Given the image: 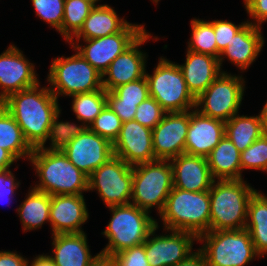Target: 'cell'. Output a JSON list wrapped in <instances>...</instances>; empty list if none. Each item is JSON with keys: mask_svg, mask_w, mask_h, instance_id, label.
Masks as SVG:
<instances>
[{"mask_svg": "<svg viewBox=\"0 0 267 266\" xmlns=\"http://www.w3.org/2000/svg\"><path fill=\"white\" fill-rule=\"evenodd\" d=\"M149 95L166 113L195 108L196 98L189 91L178 64L160 57L152 75L145 73Z\"/></svg>", "mask_w": 267, "mask_h": 266, "instance_id": "9c48e42d", "label": "cell"}, {"mask_svg": "<svg viewBox=\"0 0 267 266\" xmlns=\"http://www.w3.org/2000/svg\"><path fill=\"white\" fill-rule=\"evenodd\" d=\"M19 185V181H16L10 168L0 170V201L2 202L3 199H6L8 197L13 198L12 196L14 195Z\"/></svg>", "mask_w": 267, "mask_h": 266, "instance_id": "ee69618b", "label": "cell"}, {"mask_svg": "<svg viewBox=\"0 0 267 266\" xmlns=\"http://www.w3.org/2000/svg\"><path fill=\"white\" fill-rule=\"evenodd\" d=\"M36 15L59 31L62 28L65 0H32Z\"/></svg>", "mask_w": 267, "mask_h": 266, "instance_id": "74e56055", "label": "cell"}, {"mask_svg": "<svg viewBox=\"0 0 267 266\" xmlns=\"http://www.w3.org/2000/svg\"><path fill=\"white\" fill-rule=\"evenodd\" d=\"M157 229L158 225L143 243L150 266H174L194 253L192 251L193 241H198V237L195 234L170 230V235L154 236ZM150 236H153V238Z\"/></svg>", "mask_w": 267, "mask_h": 266, "instance_id": "4fadbf2b", "label": "cell"}, {"mask_svg": "<svg viewBox=\"0 0 267 266\" xmlns=\"http://www.w3.org/2000/svg\"><path fill=\"white\" fill-rule=\"evenodd\" d=\"M112 218L102 232L109 242L100 251L101 256L111 258L113 255L134 246L143 244L151 231L158 225L149 212L134 204L108 207Z\"/></svg>", "mask_w": 267, "mask_h": 266, "instance_id": "5b68a950", "label": "cell"}, {"mask_svg": "<svg viewBox=\"0 0 267 266\" xmlns=\"http://www.w3.org/2000/svg\"><path fill=\"white\" fill-rule=\"evenodd\" d=\"M85 232L53 235L55 266H91L100 256H91Z\"/></svg>", "mask_w": 267, "mask_h": 266, "instance_id": "cb8c5ba5", "label": "cell"}, {"mask_svg": "<svg viewBox=\"0 0 267 266\" xmlns=\"http://www.w3.org/2000/svg\"><path fill=\"white\" fill-rule=\"evenodd\" d=\"M243 179L213 181L209 190L210 231L244 229L248 204L256 192Z\"/></svg>", "mask_w": 267, "mask_h": 266, "instance_id": "3957f363", "label": "cell"}, {"mask_svg": "<svg viewBox=\"0 0 267 266\" xmlns=\"http://www.w3.org/2000/svg\"><path fill=\"white\" fill-rule=\"evenodd\" d=\"M160 218L167 232L186 231L199 237L210 231L209 191L191 192L173 187Z\"/></svg>", "mask_w": 267, "mask_h": 266, "instance_id": "277c9868", "label": "cell"}, {"mask_svg": "<svg viewBox=\"0 0 267 266\" xmlns=\"http://www.w3.org/2000/svg\"><path fill=\"white\" fill-rule=\"evenodd\" d=\"M241 172L244 169L267 171V136L262 135L240 153Z\"/></svg>", "mask_w": 267, "mask_h": 266, "instance_id": "e575fe53", "label": "cell"}, {"mask_svg": "<svg viewBox=\"0 0 267 266\" xmlns=\"http://www.w3.org/2000/svg\"><path fill=\"white\" fill-rule=\"evenodd\" d=\"M133 166L113 156L88 176V191L97 189L107 207L131 203Z\"/></svg>", "mask_w": 267, "mask_h": 266, "instance_id": "8fae6325", "label": "cell"}, {"mask_svg": "<svg viewBox=\"0 0 267 266\" xmlns=\"http://www.w3.org/2000/svg\"><path fill=\"white\" fill-rule=\"evenodd\" d=\"M174 266H207L204 254L197 249L187 259L177 263Z\"/></svg>", "mask_w": 267, "mask_h": 266, "instance_id": "bcb514c9", "label": "cell"}, {"mask_svg": "<svg viewBox=\"0 0 267 266\" xmlns=\"http://www.w3.org/2000/svg\"><path fill=\"white\" fill-rule=\"evenodd\" d=\"M95 5L92 0H65L63 23L59 33L66 41H74L73 37L83 27L85 19Z\"/></svg>", "mask_w": 267, "mask_h": 266, "instance_id": "1f68e13d", "label": "cell"}, {"mask_svg": "<svg viewBox=\"0 0 267 266\" xmlns=\"http://www.w3.org/2000/svg\"><path fill=\"white\" fill-rule=\"evenodd\" d=\"M122 123L115 112L106 105L88 128L113 143L119 135Z\"/></svg>", "mask_w": 267, "mask_h": 266, "instance_id": "d590c367", "label": "cell"}, {"mask_svg": "<svg viewBox=\"0 0 267 266\" xmlns=\"http://www.w3.org/2000/svg\"><path fill=\"white\" fill-rule=\"evenodd\" d=\"M235 25L231 21L214 20L213 27L217 44V58L219 59L222 51L230 44L233 36L246 24Z\"/></svg>", "mask_w": 267, "mask_h": 266, "instance_id": "ab89813d", "label": "cell"}, {"mask_svg": "<svg viewBox=\"0 0 267 266\" xmlns=\"http://www.w3.org/2000/svg\"><path fill=\"white\" fill-rule=\"evenodd\" d=\"M198 241L205 242L199 250L204 254L207 266H245L256 256L260 257L245 228L208 231L200 235Z\"/></svg>", "mask_w": 267, "mask_h": 266, "instance_id": "52a82bcc", "label": "cell"}, {"mask_svg": "<svg viewBox=\"0 0 267 266\" xmlns=\"http://www.w3.org/2000/svg\"><path fill=\"white\" fill-rule=\"evenodd\" d=\"M31 266H55L49 255H38L30 264Z\"/></svg>", "mask_w": 267, "mask_h": 266, "instance_id": "c3c4849f", "label": "cell"}, {"mask_svg": "<svg viewBox=\"0 0 267 266\" xmlns=\"http://www.w3.org/2000/svg\"><path fill=\"white\" fill-rule=\"evenodd\" d=\"M61 111L60 109L53 116L52 123L49 127L46 140L38 147L45 150H63L77 135L81 134L87 126L81 124L69 123V122H59L58 118ZM51 141L50 147H45L47 140Z\"/></svg>", "mask_w": 267, "mask_h": 266, "instance_id": "d6a6232c", "label": "cell"}, {"mask_svg": "<svg viewBox=\"0 0 267 266\" xmlns=\"http://www.w3.org/2000/svg\"><path fill=\"white\" fill-rule=\"evenodd\" d=\"M23 52L14 45H9L0 54V102L10 94L39 84L35 66L24 57Z\"/></svg>", "mask_w": 267, "mask_h": 266, "instance_id": "ac0fdd59", "label": "cell"}, {"mask_svg": "<svg viewBox=\"0 0 267 266\" xmlns=\"http://www.w3.org/2000/svg\"><path fill=\"white\" fill-rule=\"evenodd\" d=\"M112 144L114 156L130 166L157 160L153 151L152 129L135 120L122 123L119 135Z\"/></svg>", "mask_w": 267, "mask_h": 266, "instance_id": "2e32d148", "label": "cell"}, {"mask_svg": "<svg viewBox=\"0 0 267 266\" xmlns=\"http://www.w3.org/2000/svg\"><path fill=\"white\" fill-rule=\"evenodd\" d=\"M225 135L242 152L263 135L262 120L258 116L234 115L225 121Z\"/></svg>", "mask_w": 267, "mask_h": 266, "instance_id": "f546056e", "label": "cell"}, {"mask_svg": "<svg viewBox=\"0 0 267 266\" xmlns=\"http://www.w3.org/2000/svg\"><path fill=\"white\" fill-rule=\"evenodd\" d=\"M95 4H96V2H98V1H100V0H92Z\"/></svg>", "mask_w": 267, "mask_h": 266, "instance_id": "816d5d0a", "label": "cell"}, {"mask_svg": "<svg viewBox=\"0 0 267 266\" xmlns=\"http://www.w3.org/2000/svg\"><path fill=\"white\" fill-rule=\"evenodd\" d=\"M116 266H150L144 244L125 249L111 257Z\"/></svg>", "mask_w": 267, "mask_h": 266, "instance_id": "60d3db41", "label": "cell"}, {"mask_svg": "<svg viewBox=\"0 0 267 266\" xmlns=\"http://www.w3.org/2000/svg\"><path fill=\"white\" fill-rule=\"evenodd\" d=\"M132 177L131 204L147 212L156 206L160 214L173 189V168L170 160L157 159L135 165L132 168Z\"/></svg>", "mask_w": 267, "mask_h": 266, "instance_id": "8992f818", "label": "cell"}, {"mask_svg": "<svg viewBox=\"0 0 267 266\" xmlns=\"http://www.w3.org/2000/svg\"><path fill=\"white\" fill-rule=\"evenodd\" d=\"M143 25L128 23L120 32L113 35L84 40L83 47L76 41H69L75 51L87 60L102 75L111 62L127 49L143 32ZM76 43V44H75Z\"/></svg>", "mask_w": 267, "mask_h": 266, "instance_id": "7c38bea8", "label": "cell"}, {"mask_svg": "<svg viewBox=\"0 0 267 266\" xmlns=\"http://www.w3.org/2000/svg\"><path fill=\"white\" fill-rule=\"evenodd\" d=\"M1 104L16 120L33 148L46 140L53 116L60 109L55 95L48 87L40 88V84L10 94Z\"/></svg>", "mask_w": 267, "mask_h": 266, "instance_id": "6da1fadb", "label": "cell"}, {"mask_svg": "<svg viewBox=\"0 0 267 266\" xmlns=\"http://www.w3.org/2000/svg\"><path fill=\"white\" fill-rule=\"evenodd\" d=\"M106 96L107 105L122 122L134 120L138 105L119 104V98L112 91H106Z\"/></svg>", "mask_w": 267, "mask_h": 266, "instance_id": "b9f144b4", "label": "cell"}, {"mask_svg": "<svg viewBox=\"0 0 267 266\" xmlns=\"http://www.w3.org/2000/svg\"><path fill=\"white\" fill-rule=\"evenodd\" d=\"M129 22L118 17L115 10L107 4L95 5L84 21L83 27L74 36L79 42L105 37L120 32Z\"/></svg>", "mask_w": 267, "mask_h": 266, "instance_id": "d4e9b609", "label": "cell"}, {"mask_svg": "<svg viewBox=\"0 0 267 266\" xmlns=\"http://www.w3.org/2000/svg\"><path fill=\"white\" fill-rule=\"evenodd\" d=\"M50 204L49 194L32 188L27 198L17 208L23 230L41 228L46 221L50 222Z\"/></svg>", "mask_w": 267, "mask_h": 266, "instance_id": "83f0119b", "label": "cell"}, {"mask_svg": "<svg viewBox=\"0 0 267 266\" xmlns=\"http://www.w3.org/2000/svg\"><path fill=\"white\" fill-rule=\"evenodd\" d=\"M88 216L83 194L51 196L50 225L53 235L84 232L81 225Z\"/></svg>", "mask_w": 267, "mask_h": 266, "instance_id": "ffe728a7", "label": "cell"}, {"mask_svg": "<svg viewBox=\"0 0 267 266\" xmlns=\"http://www.w3.org/2000/svg\"><path fill=\"white\" fill-rule=\"evenodd\" d=\"M72 100V110L78 121L89 127L95 118L107 105L106 90L103 88L90 93H81L70 96Z\"/></svg>", "mask_w": 267, "mask_h": 266, "instance_id": "4dcf8cb0", "label": "cell"}, {"mask_svg": "<svg viewBox=\"0 0 267 266\" xmlns=\"http://www.w3.org/2000/svg\"><path fill=\"white\" fill-rule=\"evenodd\" d=\"M62 151L70 162L87 176L114 156L113 144L88 127Z\"/></svg>", "mask_w": 267, "mask_h": 266, "instance_id": "5bb4252c", "label": "cell"}, {"mask_svg": "<svg viewBox=\"0 0 267 266\" xmlns=\"http://www.w3.org/2000/svg\"><path fill=\"white\" fill-rule=\"evenodd\" d=\"M245 9L254 18V26L261 27L267 21V0H244Z\"/></svg>", "mask_w": 267, "mask_h": 266, "instance_id": "7bdbcfd3", "label": "cell"}, {"mask_svg": "<svg viewBox=\"0 0 267 266\" xmlns=\"http://www.w3.org/2000/svg\"><path fill=\"white\" fill-rule=\"evenodd\" d=\"M245 229L250 233L256 252L260 257L267 254V197L255 192L248 204Z\"/></svg>", "mask_w": 267, "mask_h": 266, "instance_id": "4316f807", "label": "cell"}, {"mask_svg": "<svg viewBox=\"0 0 267 266\" xmlns=\"http://www.w3.org/2000/svg\"><path fill=\"white\" fill-rule=\"evenodd\" d=\"M244 82L242 76L222 71L196 98L195 110L204 116L228 121L238 114L245 90Z\"/></svg>", "mask_w": 267, "mask_h": 266, "instance_id": "30bf717a", "label": "cell"}, {"mask_svg": "<svg viewBox=\"0 0 267 266\" xmlns=\"http://www.w3.org/2000/svg\"><path fill=\"white\" fill-rule=\"evenodd\" d=\"M191 28V41L188 42L187 50L217 57L213 21L192 19Z\"/></svg>", "mask_w": 267, "mask_h": 266, "instance_id": "836d02e7", "label": "cell"}, {"mask_svg": "<svg viewBox=\"0 0 267 266\" xmlns=\"http://www.w3.org/2000/svg\"><path fill=\"white\" fill-rule=\"evenodd\" d=\"M261 29V27L254 26L252 22L247 21L220 54V69L225 56L239 69L246 70L256 60L264 45Z\"/></svg>", "mask_w": 267, "mask_h": 266, "instance_id": "7402d4cb", "label": "cell"}, {"mask_svg": "<svg viewBox=\"0 0 267 266\" xmlns=\"http://www.w3.org/2000/svg\"><path fill=\"white\" fill-rule=\"evenodd\" d=\"M260 116L262 120L263 135L267 136V102L264 105L263 109L261 110Z\"/></svg>", "mask_w": 267, "mask_h": 266, "instance_id": "f907efd6", "label": "cell"}, {"mask_svg": "<svg viewBox=\"0 0 267 266\" xmlns=\"http://www.w3.org/2000/svg\"><path fill=\"white\" fill-rule=\"evenodd\" d=\"M173 168V187L184 191H209L214 181L207 159L182 153L170 159Z\"/></svg>", "mask_w": 267, "mask_h": 266, "instance_id": "44dd1931", "label": "cell"}, {"mask_svg": "<svg viewBox=\"0 0 267 266\" xmlns=\"http://www.w3.org/2000/svg\"><path fill=\"white\" fill-rule=\"evenodd\" d=\"M225 135V121L190 111L185 153L207 157Z\"/></svg>", "mask_w": 267, "mask_h": 266, "instance_id": "d6986e66", "label": "cell"}, {"mask_svg": "<svg viewBox=\"0 0 267 266\" xmlns=\"http://www.w3.org/2000/svg\"><path fill=\"white\" fill-rule=\"evenodd\" d=\"M151 38L146 30L120 55H118L103 73V88L112 91L115 88L143 78L146 73V53H143L139 46Z\"/></svg>", "mask_w": 267, "mask_h": 266, "instance_id": "e0dca14e", "label": "cell"}, {"mask_svg": "<svg viewBox=\"0 0 267 266\" xmlns=\"http://www.w3.org/2000/svg\"><path fill=\"white\" fill-rule=\"evenodd\" d=\"M190 123V110L165 113L152 129L153 151L156 159L170 160L185 153V142Z\"/></svg>", "mask_w": 267, "mask_h": 266, "instance_id": "9a60e30c", "label": "cell"}, {"mask_svg": "<svg viewBox=\"0 0 267 266\" xmlns=\"http://www.w3.org/2000/svg\"><path fill=\"white\" fill-rule=\"evenodd\" d=\"M0 147L9 151L16 159H30L34 148L27 142L23 131L13 116L0 105Z\"/></svg>", "mask_w": 267, "mask_h": 266, "instance_id": "f1b7e54d", "label": "cell"}, {"mask_svg": "<svg viewBox=\"0 0 267 266\" xmlns=\"http://www.w3.org/2000/svg\"><path fill=\"white\" fill-rule=\"evenodd\" d=\"M240 151L233 142L224 135L219 144L206 157L213 179L240 180Z\"/></svg>", "mask_w": 267, "mask_h": 266, "instance_id": "484cf974", "label": "cell"}, {"mask_svg": "<svg viewBox=\"0 0 267 266\" xmlns=\"http://www.w3.org/2000/svg\"><path fill=\"white\" fill-rule=\"evenodd\" d=\"M191 94L197 98L222 72L217 57L187 50L186 61L179 65Z\"/></svg>", "mask_w": 267, "mask_h": 266, "instance_id": "603a6c76", "label": "cell"}, {"mask_svg": "<svg viewBox=\"0 0 267 266\" xmlns=\"http://www.w3.org/2000/svg\"><path fill=\"white\" fill-rule=\"evenodd\" d=\"M91 266H116L109 257L100 256Z\"/></svg>", "mask_w": 267, "mask_h": 266, "instance_id": "681fc988", "label": "cell"}, {"mask_svg": "<svg viewBox=\"0 0 267 266\" xmlns=\"http://www.w3.org/2000/svg\"><path fill=\"white\" fill-rule=\"evenodd\" d=\"M165 113L161 105L149 96L138 105L134 120L143 126L154 129L161 122Z\"/></svg>", "mask_w": 267, "mask_h": 266, "instance_id": "f35d334b", "label": "cell"}, {"mask_svg": "<svg viewBox=\"0 0 267 266\" xmlns=\"http://www.w3.org/2000/svg\"><path fill=\"white\" fill-rule=\"evenodd\" d=\"M28 261L17 252L0 251V266H28Z\"/></svg>", "mask_w": 267, "mask_h": 266, "instance_id": "f6af8a7d", "label": "cell"}, {"mask_svg": "<svg viewBox=\"0 0 267 266\" xmlns=\"http://www.w3.org/2000/svg\"><path fill=\"white\" fill-rule=\"evenodd\" d=\"M102 79V74L76 52L71 57L53 59L47 82H50L49 89L58 99L59 95L70 97L101 90Z\"/></svg>", "mask_w": 267, "mask_h": 266, "instance_id": "ba28073f", "label": "cell"}, {"mask_svg": "<svg viewBox=\"0 0 267 266\" xmlns=\"http://www.w3.org/2000/svg\"><path fill=\"white\" fill-rule=\"evenodd\" d=\"M112 92L119 98V104L139 105L149 95L146 77L121 85Z\"/></svg>", "mask_w": 267, "mask_h": 266, "instance_id": "8d00e7d4", "label": "cell"}, {"mask_svg": "<svg viewBox=\"0 0 267 266\" xmlns=\"http://www.w3.org/2000/svg\"><path fill=\"white\" fill-rule=\"evenodd\" d=\"M17 159L7 150L0 147V170L8 169Z\"/></svg>", "mask_w": 267, "mask_h": 266, "instance_id": "7dc6e473", "label": "cell"}, {"mask_svg": "<svg viewBox=\"0 0 267 266\" xmlns=\"http://www.w3.org/2000/svg\"><path fill=\"white\" fill-rule=\"evenodd\" d=\"M40 183L36 190L52 195H82L88 191V176L75 167L62 150L34 148L30 155Z\"/></svg>", "mask_w": 267, "mask_h": 266, "instance_id": "7a4b0ae2", "label": "cell"}]
</instances>
